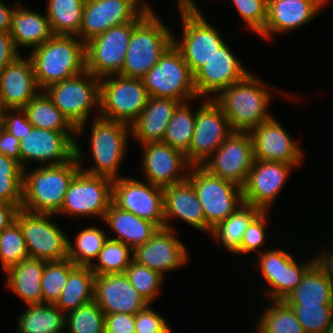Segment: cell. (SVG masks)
I'll return each mask as SVG.
<instances>
[{"label": "cell", "instance_id": "cell-1", "mask_svg": "<svg viewBox=\"0 0 333 333\" xmlns=\"http://www.w3.org/2000/svg\"><path fill=\"white\" fill-rule=\"evenodd\" d=\"M79 170L80 162L75 156L59 165L38 166L29 173L26 168L23 169L21 209L30 213L57 215L68 186Z\"/></svg>", "mask_w": 333, "mask_h": 333}, {"label": "cell", "instance_id": "cell-2", "mask_svg": "<svg viewBox=\"0 0 333 333\" xmlns=\"http://www.w3.org/2000/svg\"><path fill=\"white\" fill-rule=\"evenodd\" d=\"M268 87L250 72L212 99L223 110L234 131H250L272 117L268 112L272 97Z\"/></svg>", "mask_w": 333, "mask_h": 333}, {"label": "cell", "instance_id": "cell-3", "mask_svg": "<svg viewBox=\"0 0 333 333\" xmlns=\"http://www.w3.org/2000/svg\"><path fill=\"white\" fill-rule=\"evenodd\" d=\"M78 38L53 35L31 51L29 58L41 91L86 71L85 42Z\"/></svg>", "mask_w": 333, "mask_h": 333}, {"label": "cell", "instance_id": "cell-4", "mask_svg": "<svg viewBox=\"0 0 333 333\" xmlns=\"http://www.w3.org/2000/svg\"><path fill=\"white\" fill-rule=\"evenodd\" d=\"M153 10L150 8L134 21L124 64L118 75L142 78L173 44L174 34Z\"/></svg>", "mask_w": 333, "mask_h": 333}, {"label": "cell", "instance_id": "cell-5", "mask_svg": "<svg viewBox=\"0 0 333 333\" xmlns=\"http://www.w3.org/2000/svg\"><path fill=\"white\" fill-rule=\"evenodd\" d=\"M91 126L90 149L94 160L92 167L82 168L84 154L80 144L75 143V157L80 162V169L88 174L108 177L112 180L120 178V166L126 154L131 126L114 120L94 116Z\"/></svg>", "mask_w": 333, "mask_h": 333}, {"label": "cell", "instance_id": "cell-6", "mask_svg": "<svg viewBox=\"0 0 333 333\" xmlns=\"http://www.w3.org/2000/svg\"><path fill=\"white\" fill-rule=\"evenodd\" d=\"M43 91L76 128V136L83 133L93 107L100 110V78L90 72L54 83Z\"/></svg>", "mask_w": 333, "mask_h": 333}, {"label": "cell", "instance_id": "cell-7", "mask_svg": "<svg viewBox=\"0 0 333 333\" xmlns=\"http://www.w3.org/2000/svg\"><path fill=\"white\" fill-rule=\"evenodd\" d=\"M141 79L149 97L174 99L181 103L199 98L193 74L173 44Z\"/></svg>", "mask_w": 333, "mask_h": 333}, {"label": "cell", "instance_id": "cell-8", "mask_svg": "<svg viewBox=\"0 0 333 333\" xmlns=\"http://www.w3.org/2000/svg\"><path fill=\"white\" fill-rule=\"evenodd\" d=\"M187 180L196 191L205 222L211 229L244 203L240 186L211 174L203 166H191Z\"/></svg>", "mask_w": 333, "mask_h": 333}, {"label": "cell", "instance_id": "cell-9", "mask_svg": "<svg viewBox=\"0 0 333 333\" xmlns=\"http://www.w3.org/2000/svg\"><path fill=\"white\" fill-rule=\"evenodd\" d=\"M148 98L141 78L108 75L100 78L98 114L100 117L131 125L145 108Z\"/></svg>", "mask_w": 333, "mask_h": 333}, {"label": "cell", "instance_id": "cell-10", "mask_svg": "<svg viewBox=\"0 0 333 333\" xmlns=\"http://www.w3.org/2000/svg\"><path fill=\"white\" fill-rule=\"evenodd\" d=\"M198 106L189 151L185 154L191 166H202L234 130L220 106L211 98Z\"/></svg>", "mask_w": 333, "mask_h": 333}, {"label": "cell", "instance_id": "cell-11", "mask_svg": "<svg viewBox=\"0 0 333 333\" xmlns=\"http://www.w3.org/2000/svg\"><path fill=\"white\" fill-rule=\"evenodd\" d=\"M54 214L30 213L20 209L16 222L25 239L29 257L46 262L67 259V235L50 218Z\"/></svg>", "mask_w": 333, "mask_h": 333}, {"label": "cell", "instance_id": "cell-12", "mask_svg": "<svg viewBox=\"0 0 333 333\" xmlns=\"http://www.w3.org/2000/svg\"><path fill=\"white\" fill-rule=\"evenodd\" d=\"M113 180L88 174L81 169L71 180L57 214L104 217L112 204Z\"/></svg>", "mask_w": 333, "mask_h": 333}, {"label": "cell", "instance_id": "cell-13", "mask_svg": "<svg viewBox=\"0 0 333 333\" xmlns=\"http://www.w3.org/2000/svg\"><path fill=\"white\" fill-rule=\"evenodd\" d=\"M183 32L182 39L173 36V45L181 52L184 61L194 74L226 43L202 13L179 9Z\"/></svg>", "mask_w": 333, "mask_h": 333}, {"label": "cell", "instance_id": "cell-14", "mask_svg": "<svg viewBox=\"0 0 333 333\" xmlns=\"http://www.w3.org/2000/svg\"><path fill=\"white\" fill-rule=\"evenodd\" d=\"M140 1L85 0L79 38L86 43L112 27L137 21L151 8L148 2Z\"/></svg>", "mask_w": 333, "mask_h": 333}, {"label": "cell", "instance_id": "cell-15", "mask_svg": "<svg viewBox=\"0 0 333 333\" xmlns=\"http://www.w3.org/2000/svg\"><path fill=\"white\" fill-rule=\"evenodd\" d=\"M134 21L110 28L85 43L86 71L98 78L118 75L124 64Z\"/></svg>", "mask_w": 333, "mask_h": 333}, {"label": "cell", "instance_id": "cell-16", "mask_svg": "<svg viewBox=\"0 0 333 333\" xmlns=\"http://www.w3.org/2000/svg\"><path fill=\"white\" fill-rule=\"evenodd\" d=\"M128 177L113 180L112 202L120 209L165 228L163 188Z\"/></svg>", "mask_w": 333, "mask_h": 333}, {"label": "cell", "instance_id": "cell-17", "mask_svg": "<svg viewBox=\"0 0 333 333\" xmlns=\"http://www.w3.org/2000/svg\"><path fill=\"white\" fill-rule=\"evenodd\" d=\"M258 259L261 275L269 286L265 294L270 300H285L316 262L314 256L310 261L300 263L281 248L261 251Z\"/></svg>", "mask_w": 333, "mask_h": 333}, {"label": "cell", "instance_id": "cell-18", "mask_svg": "<svg viewBox=\"0 0 333 333\" xmlns=\"http://www.w3.org/2000/svg\"><path fill=\"white\" fill-rule=\"evenodd\" d=\"M253 163L249 131H234L202 166L211 174L242 188Z\"/></svg>", "mask_w": 333, "mask_h": 333}, {"label": "cell", "instance_id": "cell-19", "mask_svg": "<svg viewBox=\"0 0 333 333\" xmlns=\"http://www.w3.org/2000/svg\"><path fill=\"white\" fill-rule=\"evenodd\" d=\"M75 136L76 133H61L33 127L19 140L20 165L25 169V163L31 161L40 163V166L59 165L70 161L75 156Z\"/></svg>", "mask_w": 333, "mask_h": 333}, {"label": "cell", "instance_id": "cell-20", "mask_svg": "<svg viewBox=\"0 0 333 333\" xmlns=\"http://www.w3.org/2000/svg\"><path fill=\"white\" fill-rule=\"evenodd\" d=\"M299 165L284 162L254 160L246 183L242 187L243 202L269 211L283 189L291 169Z\"/></svg>", "mask_w": 333, "mask_h": 333}, {"label": "cell", "instance_id": "cell-21", "mask_svg": "<svg viewBox=\"0 0 333 333\" xmlns=\"http://www.w3.org/2000/svg\"><path fill=\"white\" fill-rule=\"evenodd\" d=\"M249 135L254 160L284 162L290 165H301V162H304L302 148L273 116L252 128Z\"/></svg>", "mask_w": 333, "mask_h": 333}, {"label": "cell", "instance_id": "cell-22", "mask_svg": "<svg viewBox=\"0 0 333 333\" xmlns=\"http://www.w3.org/2000/svg\"><path fill=\"white\" fill-rule=\"evenodd\" d=\"M241 64L242 62L234 56L225 43L193 74L197 96L214 98L222 89L243 80L250 72ZM208 94L210 97L207 96ZM212 94L213 96H211Z\"/></svg>", "mask_w": 333, "mask_h": 333}, {"label": "cell", "instance_id": "cell-23", "mask_svg": "<svg viewBox=\"0 0 333 333\" xmlns=\"http://www.w3.org/2000/svg\"><path fill=\"white\" fill-rule=\"evenodd\" d=\"M142 149V169L146 181L164 188L187 180L191 165L183 152L164 142H149L143 144Z\"/></svg>", "mask_w": 333, "mask_h": 333}, {"label": "cell", "instance_id": "cell-24", "mask_svg": "<svg viewBox=\"0 0 333 333\" xmlns=\"http://www.w3.org/2000/svg\"><path fill=\"white\" fill-rule=\"evenodd\" d=\"M175 230L162 228L144 244L133 249V260L162 276L187 263L189 255Z\"/></svg>", "mask_w": 333, "mask_h": 333}, {"label": "cell", "instance_id": "cell-25", "mask_svg": "<svg viewBox=\"0 0 333 333\" xmlns=\"http://www.w3.org/2000/svg\"><path fill=\"white\" fill-rule=\"evenodd\" d=\"M94 301L104 314L136 315L149 305L131 285L125 273L97 275L95 277Z\"/></svg>", "mask_w": 333, "mask_h": 333}, {"label": "cell", "instance_id": "cell-26", "mask_svg": "<svg viewBox=\"0 0 333 333\" xmlns=\"http://www.w3.org/2000/svg\"><path fill=\"white\" fill-rule=\"evenodd\" d=\"M328 0H267V20L259 34L270 40L271 36L284 34L310 23Z\"/></svg>", "mask_w": 333, "mask_h": 333}, {"label": "cell", "instance_id": "cell-27", "mask_svg": "<svg viewBox=\"0 0 333 333\" xmlns=\"http://www.w3.org/2000/svg\"><path fill=\"white\" fill-rule=\"evenodd\" d=\"M40 91L29 57L20 55L0 70V97L5 109H23Z\"/></svg>", "mask_w": 333, "mask_h": 333}, {"label": "cell", "instance_id": "cell-28", "mask_svg": "<svg viewBox=\"0 0 333 333\" xmlns=\"http://www.w3.org/2000/svg\"><path fill=\"white\" fill-rule=\"evenodd\" d=\"M163 206L165 228L174 230L168 221L179 218L193 228L210 234L212 229L205 222L202 205L188 180L163 188Z\"/></svg>", "mask_w": 333, "mask_h": 333}, {"label": "cell", "instance_id": "cell-29", "mask_svg": "<svg viewBox=\"0 0 333 333\" xmlns=\"http://www.w3.org/2000/svg\"><path fill=\"white\" fill-rule=\"evenodd\" d=\"M180 103L174 99L149 97L145 108L130 125L131 137L141 145L162 142L166 127Z\"/></svg>", "mask_w": 333, "mask_h": 333}, {"label": "cell", "instance_id": "cell-30", "mask_svg": "<svg viewBox=\"0 0 333 333\" xmlns=\"http://www.w3.org/2000/svg\"><path fill=\"white\" fill-rule=\"evenodd\" d=\"M103 221L116 234V237L111 239L120 241L132 249L146 243L159 229L154 223L118 208L113 202Z\"/></svg>", "mask_w": 333, "mask_h": 333}, {"label": "cell", "instance_id": "cell-31", "mask_svg": "<svg viewBox=\"0 0 333 333\" xmlns=\"http://www.w3.org/2000/svg\"><path fill=\"white\" fill-rule=\"evenodd\" d=\"M21 5V2L16 5L9 32L18 51L21 46L33 50L54 34L46 14L28 10Z\"/></svg>", "mask_w": 333, "mask_h": 333}, {"label": "cell", "instance_id": "cell-32", "mask_svg": "<svg viewBox=\"0 0 333 333\" xmlns=\"http://www.w3.org/2000/svg\"><path fill=\"white\" fill-rule=\"evenodd\" d=\"M44 260L27 258L6 271V286L27 305L43 304L41 279Z\"/></svg>", "mask_w": 333, "mask_h": 333}, {"label": "cell", "instance_id": "cell-33", "mask_svg": "<svg viewBox=\"0 0 333 333\" xmlns=\"http://www.w3.org/2000/svg\"><path fill=\"white\" fill-rule=\"evenodd\" d=\"M332 283L315 262L284 301L288 305H330Z\"/></svg>", "mask_w": 333, "mask_h": 333}, {"label": "cell", "instance_id": "cell-34", "mask_svg": "<svg viewBox=\"0 0 333 333\" xmlns=\"http://www.w3.org/2000/svg\"><path fill=\"white\" fill-rule=\"evenodd\" d=\"M95 277L90 266L76 265L70 271L67 283L55 305L66 315L93 301Z\"/></svg>", "mask_w": 333, "mask_h": 333}, {"label": "cell", "instance_id": "cell-35", "mask_svg": "<svg viewBox=\"0 0 333 333\" xmlns=\"http://www.w3.org/2000/svg\"><path fill=\"white\" fill-rule=\"evenodd\" d=\"M26 306L17 319L20 333H65L66 315L58 306L47 303Z\"/></svg>", "mask_w": 333, "mask_h": 333}, {"label": "cell", "instance_id": "cell-36", "mask_svg": "<svg viewBox=\"0 0 333 333\" xmlns=\"http://www.w3.org/2000/svg\"><path fill=\"white\" fill-rule=\"evenodd\" d=\"M262 210L256 206L243 203L238 209L226 219L217 224L211 235L217 242H221L228 252L235 253L241 246L243 235L249 223Z\"/></svg>", "mask_w": 333, "mask_h": 333}, {"label": "cell", "instance_id": "cell-37", "mask_svg": "<svg viewBox=\"0 0 333 333\" xmlns=\"http://www.w3.org/2000/svg\"><path fill=\"white\" fill-rule=\"evenodd\" d=\"M28 121L34 128L61 133H76V128L53 104L44 91L39 92L24 108Z\"/></svg>", "mask_w": 333, "mask_h": 333}, {"label": "cell", "instance_id": "cell-38", "mask_svg": "<svg viewBox=\"0 0 333 333\" xmlns=\"http://www.w3.org/2000/svg\"><path fill=\"white\" fill-rule=\"evenodd\" d=\"M85 0H48L46 16L54 35L79 37Z\"/></svg>", "mask_w": 333, "mask_h": 333}, {"label": "cell", "instance_id": "cell-39", "mask_svg": "<svg viewBox=\"0 0 333 333\" xmlns=\"http://www.w3.org/2000/svg\"><path fill=\"white\" fill-rule=\"evenodd\" d=\"M257 322V333H306L284 300H272Z\"/></svg>", "mask_w": 333, "mask_h": 333}, {"label": "cell", "instance_id": "cell-40", "mask_svg": "<svg viewBox=\"0 0 333 333\" xmlns=\"http://www.w3.org/2000/svg\"><path fill=\"white\" fill-rule=\"evenodd\" d=\"M188 104L189 101H186L178 105L166 127L162 141L184 154L189 151L192 142L197 112V110L193 112Z\"/></svg>", "mask_w": 333, "mask_h": 333}, {"label": "cell", "instance_id": "cell-41", "mask_svg": "<svg viewBox=\"0 0 333 333\" xmlns=\"http://www.w3.org/2000/svg\"><path fill=\"white\" fill-rule=\"evenodd\" d=\"M104 230L97 227H87L75 237V245L68 239L67 258L75 265L91 266L97 259L105 241L109 238Z\"/></svg>", "mask_w": 333, "mask_h": 333}, {"label": "cell", "instance_id": "cell-42", "mask_svg": "<svg viewBox=\"0 0 333 333\" xmlns=\"http://www.w3.org/2000/svg\"><path fill=\"white\" fill-rule=\"evenodd\" d=\"M97 259L98 262H93L90 266L96 276L125 273L133 260V249L109 237L105 241Z\"/></svg>", "mask_w": 333, "mask_h": 333}, {"label": "cell", "instance_id": "cell-43", "mask_svg": "<svg viewBox=\"0 0 333 333\" xmlns=\"http://www.w3.org/2000/svg\"><path fill=\"white\" fill-rule=\"evenodd\" d=\"M23 168L17 160L0 154V202L21 209Z\"/></svg>", "mask_w": 333, "mask_h": 333}, {"label": "cell", "instance_id": "cell-44", "mask_svg": "<svg viewBox=\"0 0 333 333\" xmlns=\"http://www.w3.org/2000/svg\"><path fill=\"white\" fill-rule=\"evenodd\" d=\"M65 333H105V314L93 300L66 314Z\"/></svg>", "mask_w": 333, "mask_h": 333}, {"label": "cell", "instance_id": "cell-45", "mask_svg": "<svg viewBox=\"0 0 333 333\" xmlns=\"http://www.w3.org/2000/svg\"><path fill=\"white\" fill-rule=\"evenodd\" d=\"M76 265L70 260L45 262L41 279L43 303L55 304L64 289L70 271Z\"/></svg>", "mask_w": 333, "mask_h": 333}, {"label": "cell", "instance_id": "cell-46", "mask_svg": "<svg viewBox=\"0 0 333 333\" xmlns=\"http://www.w3.org/2000/svg\"><path fill=\"white\" fill-rule=\"evenodd\" d=\"M29 258L20 225L14 221L1 232L0 261L6 272L11 267Z\"/></svg>", "mask_w": 333, "mask_h": 333}, {"label": "cell", "instance_id": "cell-47", "mask_svg": "<svg viewBox=\"0 0 333 333\" xmlns=\"http://www.w3.org/2000/svg\"><path fill=\"white\" fill-rule=\"evenodd\" d=\"M131 285L151 304L160 294V288L165 276L132 260L125 271Z\"/></svg>", "mask_w": 333, "mask_h": 333}, {"label": "cell", "instance_id": "cell-48", "mask_svg": "<svg viewBox=\"0 0 333 333\" xmlns=\"http://www.w3.org/2000/svg\"><path fill=\"white\" fill-rule=\"evenodd\" d=\"M306 333H324L333 324L330 305H289Z\"/></svg>", "mask_w": 333, "mask_h": 333}, {"label": "cell", "instance_id": "cell-49", "mask_svg": "<svg viewBox=\"0 0 333 333\" xmlns=\"http://www.w3.org/2000/svg\"><path fill=\"white\" fill-rule=\"evenodd\" d=\"M248 29L259 35L267 20V0H231Z\"/></svg>", "mask_w": 333, "mask_h": 333}, {"label": "cell", "instance_id": "cell-50", "mask_svg": "<svg viewBox=\"0 0 333 333\" xmlns=\"http://www.w3.org/2000/svg\"><path fill=\"white\" fill-rule=\"evenodd\" d=\"M268 211H261L248 225L240 248L234 254H248L251 251L260 253V248L265 242V228L268 219ZM260 250V251H259Z\"/></svg>", "mask_w": 333, "mask_h": 333}, {"label": "cell", "instance_id": "cell-51", "mask_svg": "<svg viewBox=\"0 0 333 333\" xmlns=\"http://www.w3.org/2000/svg\"><path fill=\"white\" fill-rule=\"evenodd\" d=\"M135 333H171V328L149 304L135 315Z\"/></svg>", "mask_w": 333, "mask_h": 333}, {"label": "cell", "instance_id": "cell-52", "mask_svg": "<svg viewBox=\"0 0 333 333\" xmlns=\"http://www.w3.org/2000/svg\"><path fill=\"white\" fill-rule=\"evenodd\" d=\"M0 125L18 140L25 137L33 128L23 109H5Z\"/></svg>", "mask_w": 333, "mask_h": 333}, {"label": "cell", "instance_id": "cell-53", "mask_svg": "<svg viewBox=\"0 0 333 333\" xmlns=\"http://www.w3.org/2000/svg\"><path fill=\"white\" fill-rule=\"evenodd\" d=\"M105 333H135V315L105 314Z\"/></svg>", "mask_w": 333, "mask_h": 333}, {"label": "cell", "instance_id": "cell-54", "mask_svg": "<svg viewBox=\"0 0 333 333\" xmlns=\"http://www.w3.org/2000/svg\"><path fill=\"white\" fill-rule=\"evenodd\" d=\"M10 32L0 31V70L20 56Z\"/></svg>", "mask_w": 333, "mask_h": 333}, {"label": "cell", "instance_id": "cell-55", "mask_svg": "<svg viewBox=\"0 0 333 333\" xmlns=\"http://www.w3.org/2000/svg\"><path fill=\"white\" fill-rule=\"evenodd\" d=\"M19 143L20 141L14 135H11L0 125V154L19 162Z\"/></svg>", "mask_w": 333, "mask_h": 333}, {"label": "cell", "instance_id": "cell-56", "mask_svg": "<svg viewBox=\"0 0 333 333\" xmlns=\"http://www.w3.org/2000/svg\"><path fill=\"white\" fill-rule=\"evenodd\" d=\"M20 209L6 202H0V232L10 226L15 220Z\"/></svg>", "mask_w": 333, "mask_h": 333}, {"label": "cell", "instance_id": "cell-57", "mask_svg": "<svg viewBox=\"0 0 333 333\" xmlns=\"http://www.w3.org/2000/svg\"><path fill=\"white\" fill-rule=\"evenodd\" d=\"M317 257V258H316ZM316 263L324 270L326 276L333 282V251H321L315 255Z\"/></svg>", "mask_w": 333, "mask_h": 333}, {"label": "cell", "instance_id": "cell-58", "mask_svg": "<svg viewBox=\"0 0 333 333\" xmlns=\"http://www.w3.org/2000/svg\"><path fill=\"white\" fill-rule=\"evenodd\" d=\"M20 1H16L13 7L7 6L0 1V31L9 32L11 29L12 15L16 8V5Z\"/></svg>", "mask_w": 333, "mask_h": 333}, {"label": "cell", "instance_id": "cell-59", "mask_svg": "<svg viewBox=\"0 0 333 333\" xmlns=\"http://www.w3.org/2000/svg\"><path fill=\"white\" fill-rule=\"evenodd\" d=\"M177 1L179 9L190 13H201L200 9H198V5L194 3L195 1L193 0H177Z\"/></svg>", "mask_w": 333, "mask_h": 333}, {"label": "cell", "instance_id": "cell-60", "mask_svg": "<svg viewBox=\"0 0 333 333\" xmlns=\"http://www.w3.org/2000/svg\"><path fill=\"white\" fill-rule=\"evenodd\" d=\"M4 111H5V107L3 106L2 101H1V97H0V123H1L2 114L4 113Z\"/></svg>", "mask_w": 333, "mask_h": 333}, {"label": "cell", "instance_id": "cell-61", "mask_svg": "<svg viewBox=\"0 0 333 333\" xmlns=\"http://www.w3.org/2000/svg\"><path fill=\"white\" fill-rule=\"evenodd\" d=\"M331 297H330V307L332 309V314H333V283L331 285Z\"/></svg>", "mask_w": 333, "mask_h": 333}, {"label": "cell", "instance_id": "cell-62", "mask_svg": "<svg viewBox=\"0 0 333 333\" xmlns=\"http://www.w3.org/2000/svg\"><path fill=\"white\" fill-rule=\"evenodd\" d=\"M324 333H333V324Z\"/></svg>", "mask_w": 333, "mask_h": 333}]
</instances>
